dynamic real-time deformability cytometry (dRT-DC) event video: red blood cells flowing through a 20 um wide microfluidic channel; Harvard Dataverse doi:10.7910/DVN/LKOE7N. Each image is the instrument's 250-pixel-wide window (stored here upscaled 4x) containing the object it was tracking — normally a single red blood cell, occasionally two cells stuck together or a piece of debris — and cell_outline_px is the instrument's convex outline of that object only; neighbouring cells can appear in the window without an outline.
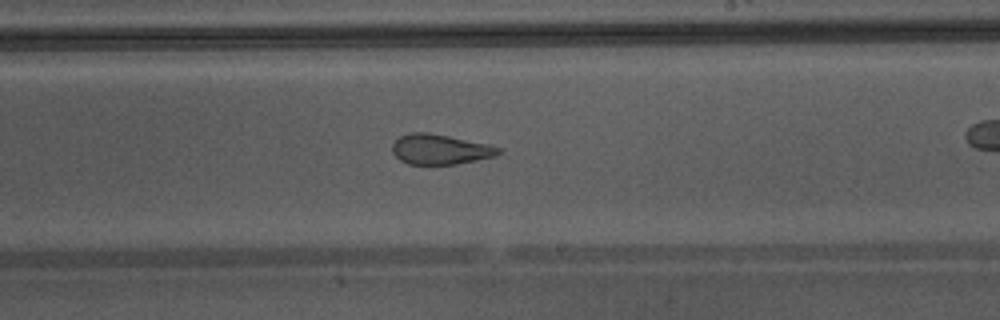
{"species": "Egyptian fruit bat (a non-hibernating species)", "species_latin": "Rousettus aegyptiacus", "temperature_condition": "warm", "stored_images_in_passage": 36, "camera_frame_rate_fps": 3000, "um_per_image_px": 0.085, "animal": {"sex": "male"}, "frame": {"image": 1, "passage_image": 26, "time_ms": 8.333, "image_size_px": [1000, 320], "cell_outline_px": [[504, 152], [496, 156], [456, 164], [408, 164], [400, 160], [392, 152], [392, 144], [400, 136], [408, 132], [428, 132], [488, 144], [500, 148]], "centroid_in_image_um": [37.41, 12.69], "position_along_channel_um": 251.6, "area_um2": 18.67}}